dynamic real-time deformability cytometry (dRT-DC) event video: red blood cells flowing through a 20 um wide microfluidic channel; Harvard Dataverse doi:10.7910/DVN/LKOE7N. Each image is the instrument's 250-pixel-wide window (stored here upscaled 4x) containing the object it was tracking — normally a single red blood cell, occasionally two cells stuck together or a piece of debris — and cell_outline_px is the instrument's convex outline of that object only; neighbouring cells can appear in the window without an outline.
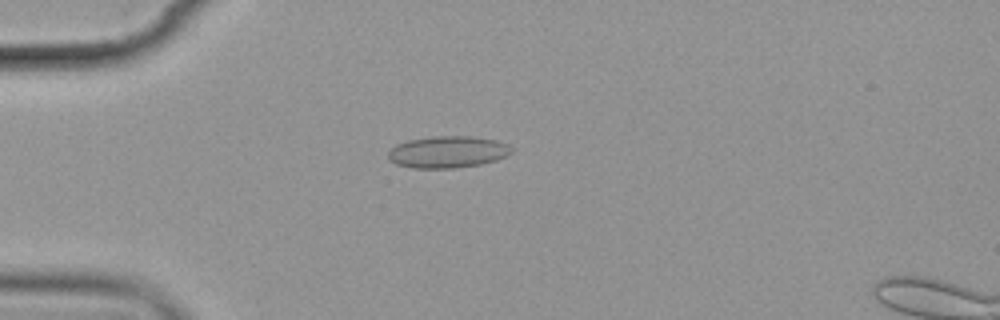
{"species": "common noctule bat (a hibernating species)", "species_latin": "Nyctalus noctula", "temperature_condition": "cold", "stored_images_in_passage": 6, "camera_frame_rate_fps": 3000, "um_per_image_px": 0.085, "animal": {"sex": "female", "body_mass_g": 19.9}, "frame": {"image": 1, "passage_image": 6, "time_ms": 6.0, "image_size_px": [1000, 320], "cell_outline_px": [[512, 152], [496, 160], [480, 164], [452, 168], [412, 168], [396, 164], [388, 160], [388, 152], [396, 144], [408, 140], [432, 136], [468, 136], [496, 140], [508, 144], [512, 148]], "centroid_in_image_um": [38.02, 12.91], "position_along_channel_um": 47.0, "area_um2": 22.83}}